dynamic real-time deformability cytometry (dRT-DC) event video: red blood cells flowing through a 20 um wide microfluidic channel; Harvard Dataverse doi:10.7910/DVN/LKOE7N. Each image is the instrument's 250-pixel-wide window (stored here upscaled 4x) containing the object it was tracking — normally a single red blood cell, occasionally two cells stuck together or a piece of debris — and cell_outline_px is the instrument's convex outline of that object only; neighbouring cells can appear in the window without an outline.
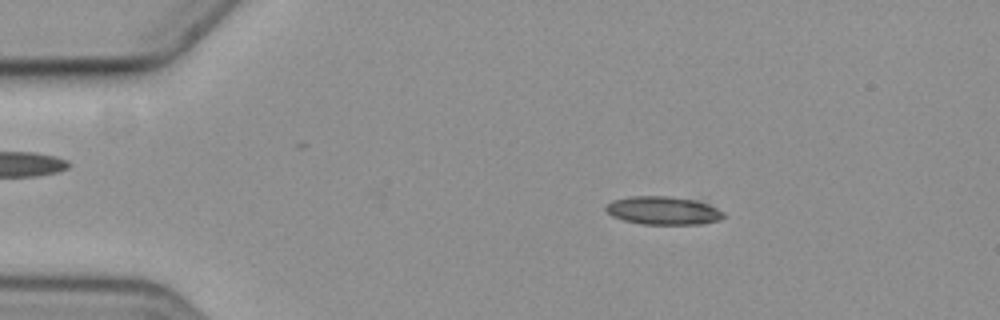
{"species": "common noctule bat (a hibernating species)", "species_latin": "Nyctalus noctula", "temperature_condition": "cold", "stored_images_in_passage": 18, "camera_frame_rate_fps": 3000, "um_per_image_px": 0.085, "animal": {"sex": "female", "body_mass_g": 19.3, "forearm_length_mm": 54.1}, "frame": {"image": 1, "passage_image": 10, "time_ms": 3.0, "image_size_px": [1000, 320], "cell_outline_px": [[728, 216], [720, 220], [700, 224], [640, 224], [624, 220], [612, 216], [604, 208], [612, 200], [632, 196], [664, 196], [696, 200], [708, 204], [724, 212]], "centroid_in_image_um": [56.4, 17.9], "position_along_channel_um": 28.6, "area_um2": 19.36}}